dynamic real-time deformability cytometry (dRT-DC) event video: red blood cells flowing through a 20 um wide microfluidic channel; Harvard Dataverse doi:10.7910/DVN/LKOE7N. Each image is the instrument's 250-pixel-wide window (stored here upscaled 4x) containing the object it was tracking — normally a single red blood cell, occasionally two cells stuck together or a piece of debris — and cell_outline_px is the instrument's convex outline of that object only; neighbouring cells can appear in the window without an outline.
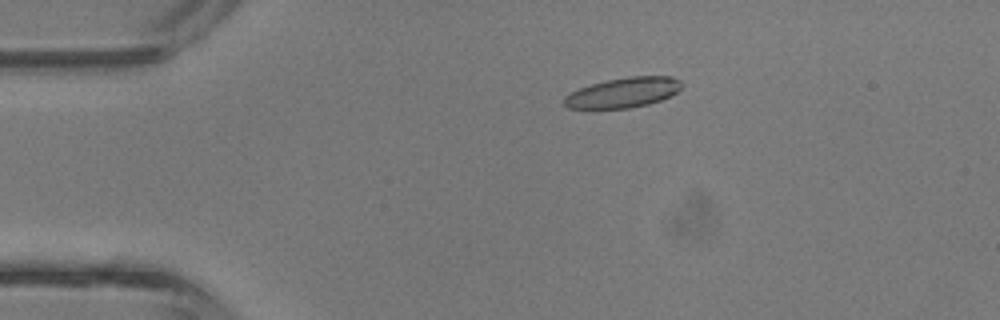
{"species": "common noctule bat (a hibernating species)", "species_latin": "Nyctalus noctula", "temperature_condition": "room temperature", "stored_images_in_passage": 40, "camera_frame_rate_fps": 3000, "um_per_image_px": 0.085, "animal": {"sex": "male", "body_mass_g": 13.3}, "frame": {"image": 1, "passage_image": 7, "time_ms": 2.0, "image_size_px": [1000, 320], "cell_outline_px": [[684, 84], [676, 92], [660, 100], [648, 104], [628, 108], [568, 108], [564, 104], [564, 96], [580, 88], [592, 84], [608, 80], [628, 76], [672, 76], [680, 80]], "centroid_in_image_um": [53.0, 7.86], "position_along_channel_um": 32.0, "area_um2": 20.35}}
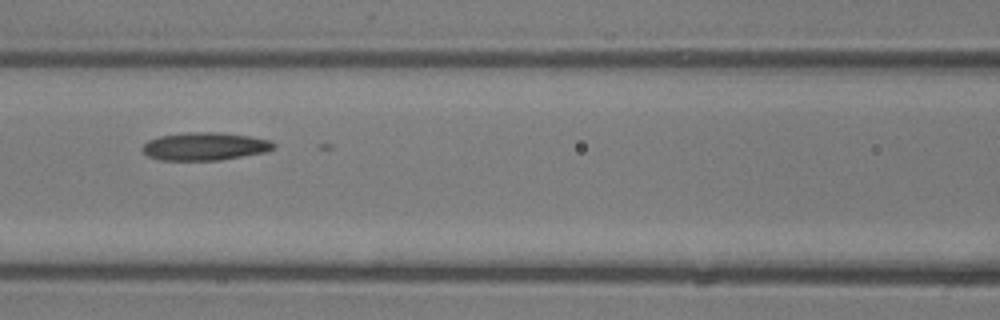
{"frame": {"image": 2, "passage_image": 17, "time_ms": 5.333, "image_size_px": [1000, 320], "cell_outline_px": [[276, 148], [264, 152], [220, 160], [160, 160], [148, 156], [140, 148], [148, 140], [160, 136], [188, 132], [220, 132], [248, 136], [268, 140], [276, 144]], "centroid_in_image_um": [17.39, 12.44], "position_along_channel_um": 149.2, "area_um2": 21.27}}
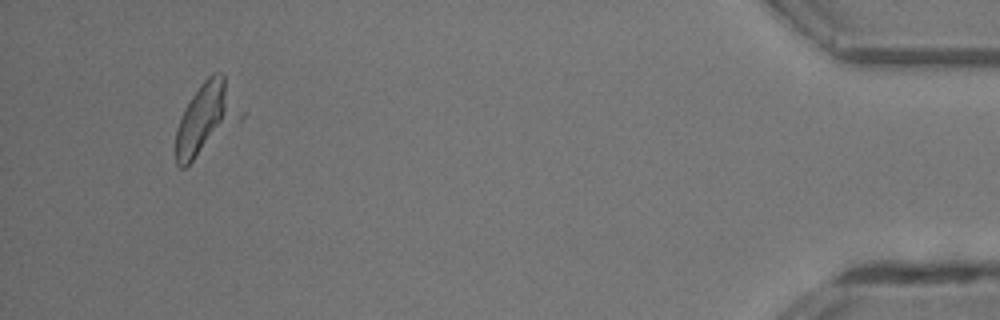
{"frame": {"image": 3, "passage_image": 38, "time_ms": 12.333, "image_size_px": [1000, 320], "cell_outline_px": [[244, 116], [240, 120], [184, 168], [180, 168], [176, 164], [176, 128], [184, 108], [200, 84], [212, 72], [224, 72], [244, 112]], "centroid_in_image_um": [17.55, 10.01], "position_along_channel_um": 417.7, "area_um2": 27.11}}